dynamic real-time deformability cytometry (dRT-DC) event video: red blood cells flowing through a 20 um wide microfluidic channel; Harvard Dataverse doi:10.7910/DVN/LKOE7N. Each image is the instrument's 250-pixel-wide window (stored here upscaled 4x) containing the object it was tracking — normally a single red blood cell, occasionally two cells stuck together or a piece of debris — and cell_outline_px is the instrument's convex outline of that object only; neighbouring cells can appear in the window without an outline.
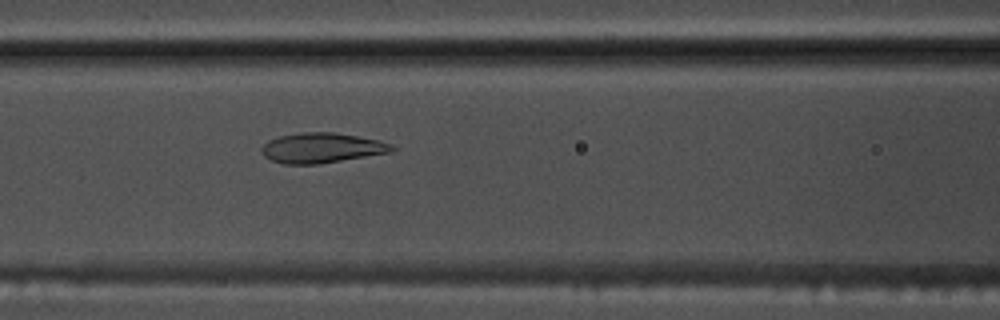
{"species": "common noctule bat (a hibernating species)", "species_latin": "Nyctalus noctula", "temperature_condition": "warm", "stored_images_in_passage": 55, "camera_frame_rate_fps": 3000, "um_per_image_px": 0.085, "animal": {"sex": "male", "body_mass_g": 17.5, "forearm_length_mm": 52.3}, "frame": {"image": 1, "passage_image": 24, "time_ms": 7.667, "image_size_px": [1000, 320], "cell_outline_px": [[396, 148], [392, 152], [316, 164], [284, 164], [272, 160], [264, 156], [260, 148], [268, 140], [280, 136], [304, 132], [332, 132], [356, 136], [376, 140], [392, 144]], "centroid_in_image_um": [27.33, 12.57], "position_along_channel_um": 139.3, "area_um2": 22.54}}
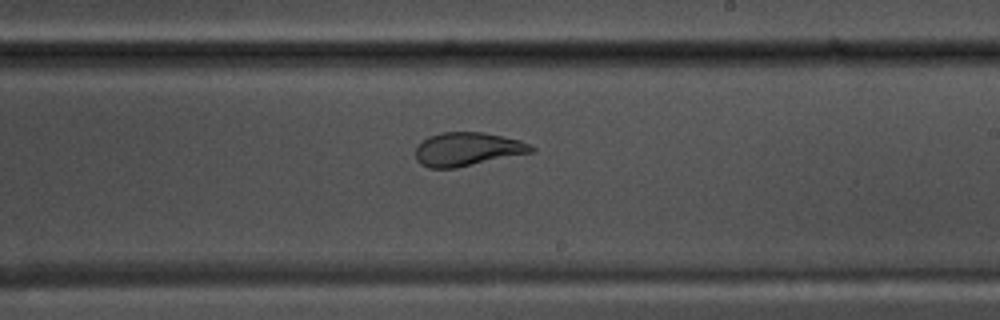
{"frame": {"image": 2, "passage_image": 33, "time_ms": 10.667, "image_size_px": [1000, 320], "cell_outline_px": [[536, 148], [532, 152], [456, 168], [428, 168], [420, 164], [416, 160], [416, 148], [428, 136], [440, 132], [484, 132], [520, 140], [532, 144]], "centroid_in_image_um": [39.73, 12.68], "position_along_channel_um": 249.3, "area_um2": 22.66}}
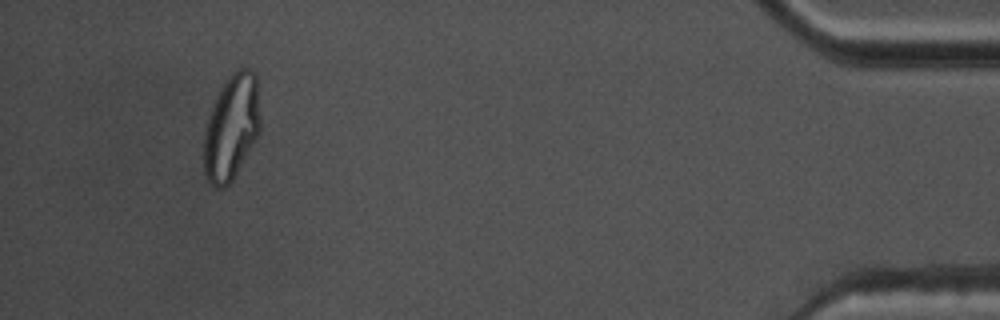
{"frame": {"image": 3, "passage_image": 52, "time_ms": 17.0, "image_size_px": [1000, 320], "cell_outline_px": [[260, 132], [232, 180], [224, 188], [216, 188], [208, 180], [204, 172], [204, 132], [208, 116], [212, 104], [224, 80], [236, 68], [248, 68], [256, 76], [260, 116]], "centroid_in_image_um": [19.66, 10.79], "position_along_channel_um": 415.5, "area_um2": 34.8}, "authors_computed_cell_mechanics": {"area_um2": 25.2008, "velocity_mm_per_s": 3.6802, "shape_relaxation_time_tau1_ms": 6.9506, "shape_relaxation_time_tau2_ms": 1.088, "deformation_change_tau1": 0.2253, "deformation_change_tau2": 0.0807}}